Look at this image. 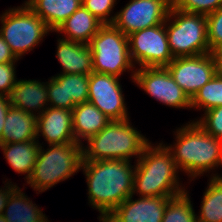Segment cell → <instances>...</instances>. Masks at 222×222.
Returning <instances> with one entry per match:
<instances>
[{
	"mask_svg": "<svg viewBox=\"0 0 222 222\" xmlns=\"http://www.w3.org/2000/svg\"><path fill=\"white\" fill-rule=\"evenodd\" d=\"M88 200L103 220L133 193L135 164L121 159L82 161Z\"/></svg>",
	"mask_w": 222,
	"mask_h": 222,
	"instance_id": "obj_1",
	"label": "cell"
},
{
	"mask_svg": "<svg viewBox=\"0 0 222 222\" xmlns=\"http://www.w3.org/2000/svg\"><path fill=\"white\" fill-rule=\"evenodd\" d=\"M135 164L133 195L176 197L186 192L179 184L172 154L162 142L156 146L150 142Z\"/></svg>",
	"mask_w": 222,
	"mask_h": 222,
	"instance_id": "obj_2",
	"label": "cell"
},
{
	"mask_svg": "<svg viewBox=\"0 0 222 222\" xmlns=\"http://www.w3.org/2000/svg\"><path fill=\"white\" fill-rule=\"evenodd\" d=\"M175 145H167L180 171L193 178L222 165V140L206 133L195 121L176 129Z\"/></svg>",
	"mask_w": 222,
	"mask_h": 222,
	"instance_id": "obj_3",
	"label": "cell"
},
{
	"mask_svg": "<svg viewBox=\"0 0 222 222\" xmlns=\"http://www.w3.org/2000/svg\"><path fill=\"white\" fill-rule=\"evenodd\" d=\"M129 121L111 120L98 134L89 137L88 145L82 146L83 161L139 158L150 142Z\"/></svg>",
	"mask_w": 222,
	"mask_h": 222,
	"instance_id": "obj_4",
	"label": "cell"
},
{
	"mask_svg": "<svg viewBox=\"0 0 222 222\" xmlns=\"http://www.w3.org/2000/svg\"><path fill=\"white\" fill-rule=\"evenodd\" d=\"M82 145L78 142L49 145L47 151L40 145L27 184L41 193L79 172L83 161Z\"/></svg>",
	"mask_w": 222,
	"mask_h": 222,
	"instance_id": "obj_5",
	"label": "cell"
},
{
	"mask_svg": "<svg viewBox=\"0 0 222 222\" xmlns=\"http://www.w3.org/2000/svg\"><path fill=\"white\" fill-rule=\"evenodd\" d=\"M164 23L170 51L174 58L211 52L205 15L183 12L171 6Z\"/></svg>",
	"mask_w": 222,
	"mask_h": 222,
	"instance_id": "obj_6",
	"label": "cell"
},
{
	"mask_svg": "<svg viewBox=\"0 0 222 222\" xmlns=\"http://www.w3.org/2000/svg\"><path fill=\"white\" fill-rule=\"evenodd\" d=\"M89 47L94 72L120 77L123 72L130 70L134 79L136 69H132L135 64L130 57L128 36L113 24H103L92 37Z\"/></svg>",
	"mask_w": 222,
	"mask_h": 222,
	"instance_id": "obj_7",
	"label": "cell"
},
{
	"mask_svg": "<svg viewBox=\"0 0 222 222\" xmlns=\"http://www.w3.org/2000/svg\"><path fill=\"white\" fill-rule=\"evenodd\" d=\"M22 5L9 8L0 16V35L18 60L23 54L33 50L47 33L52 32L40 16L25 3Z\"/></svg>",
	"mask_w": 222,
	"mask_h": 222,
	"instance_id": "obj_8",
	"label": "cell"
},
{
	"mask_svg": "<svg viewBox=\"0 0 222 222\" xmlns=\"http://www.w3.org/2000/svg\"><path fill=\"white\" fill-rule=\"evenodd\" d=\"M128 46L133 64H138L140 68L166 67L174 59L165 23L128 35Z\"/></svg>",
	"mask_w": 222,
	"mask_h": 222,
	"instance_id": "obj_9",
	"label": "cell"
},
{
	"mask_svg": "<svg viewBox=\"0 0 222 222\" xmlns=\"http://www.w3.org/2000/svg\"><path fill=\"white\" fill-rule=\"evenodd\" d=\"M172 6V0H130L115 14L113 25L123 34L164 23Z\"/></svg>",
	"mask_w": 222,
	"mask_h": 222,
	"instance_id": "obj_10",
	"label": "cell"
},
{
	"mask_svg": "<svg viewBox=\"0 0 222 222\" xmlns=\"http://www.w3.org/2000/svg\"><path fill=\"white\" fill-rule=\"evenodd\" d=\"M133 82L149 96L169 107L191 109V99L166 67L139 68L135 71Z\"/></svg>",
	"mask_w": 222,
	"mask_h": 222,
	"instance_id": "obj_11",
	"label": "cell"
},
{
	"mask_svg": "<svg viewBox=\"0 0 222 222\" xmlns=\"http://www.w3.org/2000/svg\"><path fill=\"white\" fill-rule=\"evenodd\" d=\"M166 68L190 99L217 74L211 53L176 57Z\"/></svg>",
	"mask_w": 222,
	"mask_h": 222,
	"instance_id": "obj_12",
	"label": "cell"
},
{
	"mask_svg": "<svg viewBox=\"0 0 222 222\" xmlns=\"http://www.w3.org/2000/svg\"><path fill=\"white\" fill-rule=\"evenodd\" d=\"M119 79L94 71L89 74L88 101L111 120L129 118Z\"/></svg>",
	"mask_w": 222,
	"mask_h": 222,
	"instance_id": "obj_13",
	"label": "cell"
},
{
	"mask_svg": "<svg viewBox=\"0 0 222 222\" xmlns=\"http://www.w3.org/2000/svg\"><path fill=\"white\" fill-rule=\"evenodd\" d=\"M89 74H58L47 82L49 107L73 110L88 101Z\"/></svg>",
	"mask_w": 222,
	"mask_h": 222,
	"instance_id": "obj_14",
	"label": "cell"
},
{
	"mask_svg": "<svg viewBox=\"0 0 222 222\" xmlns=\"http://www.w3.org/2000/svg\"><path fill=\"white\" fill-rule=\"evenodd\" d=\"M133 194L103 220L105 222H161L173 197L150 196L133 200Z\"/></svg>",
	"mask_w": 222,
	"mask_h": 222,
	"instance_id": "obj_15",
	"label": "cell"
},
{
	"mask_svg": "<svg viewBox=\"0 0 222 222\" xmlns=\"http://www.w3.org/2000/svg\"><path fill=\"white\" fill-rule=\"evenodd\" d=\"M36 133L37 139L42 135L49 145L75 143L72 110L48 106L37 116Z\"/></svg>",
	"mask_w": 222,
	"mask_h": 222,
	"instance_id": "obj_16",
	"label": "cell"
},
{
	"mask_svg": "<svg viewBox=\"0 0 222 222\" xmlns=\"http://www.w3.org/2000/svg\"><path fill=\"white\" fill-rule=\"evenodd\" d=\"M9 106L26 113L41 114L48 107L47 82L39 80H18L6 95ZM42 109V110H41ZM39 110V111H38ZM35 111V112H34Z\"/></svg>",
	"mask_w": 222,
	"mask_h": 222,
	"instance_id": "obj_17",
	"label": "cell"
},
{
	"mask_svg": "<svg viewBox=\"0 0 222 222\" xmlns=\"http://www.w3.org/2000/svg\"><path fill=\"white\" fill-rule=\"evenodd\" d=\"M56 57L62 66L60 74H90L93 72L89 44L58 39Z\"/></svg>",
	"mask_w": 222,
	"mask_h": 222,
	"instance_id": "obj_18",
	"label": "cell"
},
{
	"mask_svg": "<svg viewBox=\"0 0 222 222\" xmlns=\"http://www.w3.org/2000/svg\"><path fill=\"white\" fill-rule=\"evenodd\" d=\"M72 121L75 141L83 144L82 139L87 140L89 137L98 134L111 119L87 101L74 106Z\"/></svg>",
	"mask_w": 222,
	"mask_h": 222,
	"instance_id": "obj_19",
	"label": "cell"
},
{
	"mask_svg": "<svg viewBox=\"0 0 222 222\" xmlns=\"http://www.w3.org/2000/svg\"><path fill=\"white\" fill-rule=\"evenodd\" d=\"M0 144L19 143L37 139V115L10 107L6 114Z\"/></svg>",
	"mask_w": 222,
	"mask_h": 222,
	"instance_id": "obj_20",
	"label": "cell"
},
{
	"mask_svg": "<svg viewBox=\"0 0 222 222\" xmlns=\"http://www.w3.org/2000/svg\"><path fill=\"white\" fill-rule=\"evenodd\" d=\"M102 25L99 19L81 5L55 32L64 33L62 39L89 44Z\"/></svg>",
	"mask_w": 222,
	"mask_h": 222,
	"instance_id": "obj_21",
	"label": "cell"
},
{
	"mask_svg": "<svg viewBox=\"0 0 222 222\" xmlns=\"http://www.w3.org/2000/svg\"><path fill=\"white\" fill-rule=\"evenodd\" d=\"M25 4L54 32L82 5V0H27Z\"/></svg>",
	"mask_w": 222,
	"mask_h": 222,
	"instance_id": "obj_22",
	"label": "cell"
},
{
	"mask_svg": "<svg viewBox=\"0 0 222 222\" xmlns=\"http://www.w3.org/2000/svg\"><path fill=\"white\" fill-rule=\"evenodd\" d=\"M40 145L41 144L36 139L19 143L0 144V148L9 166L18 174L22 173L25 175L27 173L25 175V180H27L36 163Z\"/></svg>",
	"mask_w": 222,
	"mask_h": 222,
	"instance_id": "obj_23",
	"label": "cell"
},
{
	"mask_svg": "<svg viewBox=\"0 0 222 222\" xmlns=\"http://www.w3.org/2000/svg\"><path fill=\"white\" fill-rule=\"evenodd\" d=\"M17 186L10 194L3 216L7 222H49L45 214Z\"/></svg>",
	"mask_w": 222,
	"mask_h": 222,
	"instance_id": "obj_24",
	"label": "cell"
},
{
	"mask_svg": "<svg viewBox=\"0 0 222 222\" xmlns=\"http://www.w3.org/2000/svg\"><path fill=\"white\" fill-rule=\"evenodd\" d=\"M198 222L222 221V176L213 174L203 194Z\"/></svg>",
	"mask_w": 222,
	"mask_h": 222,
	"instance_id": "obj_25",
	"label": "cell"
},
{
	"mask_svg": "<svg viewBox=\"0 0 222 222\" xmlns=\"http://www.w3.org/2000/svg\"><path fill=\"white\" fill-rule=\"evenodd\" d=\"M222 106V74L217 73L191 98V108L205 111Z\"/></svg>",
	"mask_w": 222,
	"mask_h": 222,
	"instance_id": "obj_26",
	"label": "cell"
},
{
	"mask_svg": "<svg viewBox=\"0 0 222 222\" xmlns=\"http://www.w3.org/2000/svg\"><path fill=\"white\" fill-rule=\"evenodd\" d=\"M187 192L169 200L161 222H198Z\"/></svg>",
	"mask_w": 222,
	"mask_h": 222,
	"instance_id": "obj_27",
	"label": "cell"
},
{
	"mask_svg": "<svg viewBox=\"0 0 222 222\" xmlns=\"http://www.w3.org/2000/svg\"><path fill=\"white\" fill-rule=\"evenodd\" d=\"M172 6L183 12L207 16L222 6V0H172Z\"/></svg>",
	"mask_w": 222,
	"mask_h": 222,
	"instance_id": "obj_28",
	"label": "cell"
},
{
	"mask_svg": "<svg viewBox=\"0 0 222 222\" xmlns=\"http://www.w3.org/2000/svg\"><path fill=\"white\" fill-rule=\"evenodd\" d=\"M197 120L198 125L208 134L222 140V106L211 108Z\"/></svg>",
	"mask_w": 222,
	"mask_h": 222,
	"instance_id": "obj_29",
	"label": "cell"
},
{
	"mask_svg": "<svg viewBox=\"0 0 222 222\" xmlns=\"http://www.w3.org/2000/svg\"><path fill=\"white\" fill-rule=\"evenodd\" d=\"M117 0H82V5L103 24H112L115 15L108 17Z\"/></svg>",
	"mask_w": 222,
	"mask_h": 222,
	"instance_id": "obj_30",
	"label": "cell"
},
{
	"mask_svg": "<svg viewBox=\"0 0 222 222\" xmlns=\"http://www.w3.org/2000/svg\"><path fill=\"white\" fill-rule=\"evenodd\" d=\"M208 44L210 51L222 44V6L207 15Z\"/></svg>",
	"mask_w": 222,
	"mask_h": 222,
	"instance_id": "obj_31",
	"label": "cell"
},
{
	"mask_svg": "<svg viewBox=\"0 0 222 222\" xmlns=\"http://www.w3.org/2000/svg\"><path fill=\"white\" fill-rule=\"evenodd\" d=\"M16 82L15 62L0 64V96H6Z\"/></svg>",
	"mask_w": 222,
	"mask_h": 222,
	"instance_id": "obj_32",
	"label": "cell"
},
{
	"mask_svg": "<svg viewBox=\"0 0 222 222\" xmlns=\"http://www.w3.org/2000/svg\"><path fill=\"white\" fill-rule=\"evenodd\" d=\"M18 59L15 57L10 49V46L5 42L4 38L0 35V64L17 62Z\"/></svg>",
	"mask_w": 222,
	"mask_h": 222,
	"instance_id": "obj_33",
	"label": "cell"
},
{
	"mask_svg": "<svg viewBox=\"0 0 222 222\" xmlns=\"http://www.w3.org/2000/svg\"><path fill=\"white\" fill-rule=\"evenodd\" d=\"M12 182H7L4 184L5 188H0V215L3 214L4 208L7 205L11 192L17 187L15 184H11Z\"/></svg>",
	"mask_w": 222,
	"mask_h": 222,
	"instance_id": "obj_34",
	"label": "cell"
},
{
	"mask_svg": "<svg viewBox=\"0 0 222 222\" xmlns=\"http://www.w3.org/2000/svg\"><path fill=\"white\" fill-rule=\"evenodd\" d=\"M10 109L8 100L6 96H0V141L2 139V132L4 128V122L6 118V114Z\"/></svg>",
	"mask_w": 222,
	"mask_h": 222,
	"instance_id": "obj_35",
	"label": "cell"
},
{
	"mask_svg": "<svg viewBox=\"0 0 222 222\" xmlns=\"http://www.w3.org/2000/svg\"><path fill=\"white\" fill-rule=\"evenodd\" d=\"M210 53L214 59L217 73L222 74V44L214 47Z\"/></svg>",
	"mask_w": 222,
	"mask_h": 222,
	"instance_id": "obj_36",
	"label": "cell"
},
{
	"mask_svg": "<svg viewBox=\"0 0 222 222\" xmlns=\"http://www.w3.org/2000/svg\"><path fill=\"white\" fill-rule=\"evenodd\" d=\"M0 222H7L3 215H0Z\"/></svg>",
	"mask_w": 222,
	"mask_h": 222,
	"instance_id": "obj_37",
	"label": "cell"
}]
</instances>
